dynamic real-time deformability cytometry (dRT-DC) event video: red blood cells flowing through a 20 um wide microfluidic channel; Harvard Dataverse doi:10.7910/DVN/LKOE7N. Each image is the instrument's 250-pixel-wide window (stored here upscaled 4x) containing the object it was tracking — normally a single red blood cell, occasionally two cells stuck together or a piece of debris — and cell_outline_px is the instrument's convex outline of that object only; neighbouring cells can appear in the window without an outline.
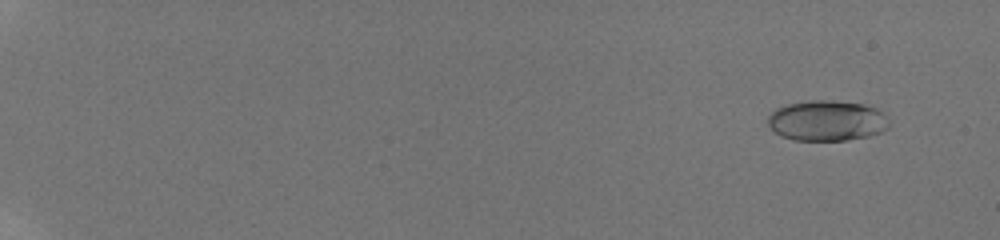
{"species": "human", "species_latin": "Homo sapiens", "temperature_condition": "room temperature", "stored_images_in_passage": 22, "camera_frame_rate_fps": 3000, "um_per_image_px": 0.085, "donor": {"sex": "male"}, "frame": {"image": 1, "passage_image": 4, "time_ms": 1.333, "image_size_px": [1000, 240], "cell_outline_px": [[888, 128], [880, 132], [868, 136], [848, 140], [792, 140], [780, 136], [768, 124], [768, 116], [776, 108], [788, 104], [808, 100], [828, 100], [864, 104], [876, 108], [884, 116], [888, 124]], "centroid_in_image_um": [70.25, 10.26], "position_along_channel_um": 14.7, "area_um2": 28.44}}
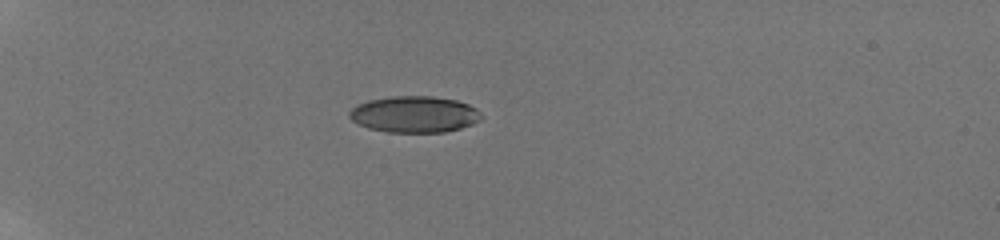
{"frame": {"image": 2, "passage_image": 13, "time_ms": 6.333, "image_size_px": [1000, 240], "cell_outline_px": [[480, 120], [472, 124], [460, 128], [444, 132], [388, 132], [368, 128], [352, 120], [348, 116], [348, 112], [356, 104], [368, 100], [392, 96], [432, 96], [456, 100], [468, 104], [476, 108], [480, 112]], "centroid_in_image_um": [35.2, 9.71], "position_along_channel_um": 49.8, "area_um2": 27.98}}
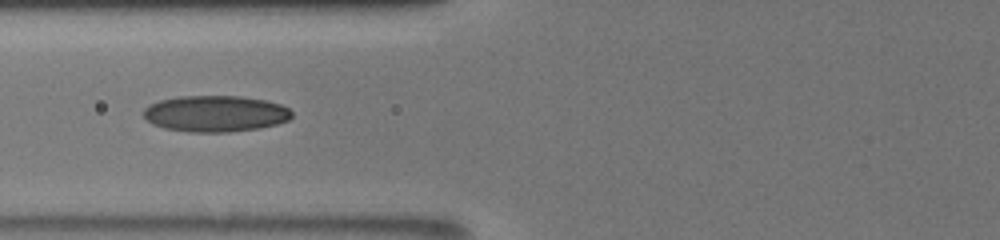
{"frame": {"image": 3, "passage_image": 20, "time_ms": 9.0, "image_size_px": [1000, 240], "cell_outline_px": [[292, 116], [288, 120], [276, 124], [260, 128], [228, 132], [188, 132], [164, 128], [152, 124], [140, 112], [148, 104], [160, 100], [176, 96], [240, 96], [264, 100], [280, 104], [288, 108], [292, 112]], "centroid_in_image_um": [18.26, 9.66], "position_along_channel_um": 107.5, "area_um2": 31.56}}